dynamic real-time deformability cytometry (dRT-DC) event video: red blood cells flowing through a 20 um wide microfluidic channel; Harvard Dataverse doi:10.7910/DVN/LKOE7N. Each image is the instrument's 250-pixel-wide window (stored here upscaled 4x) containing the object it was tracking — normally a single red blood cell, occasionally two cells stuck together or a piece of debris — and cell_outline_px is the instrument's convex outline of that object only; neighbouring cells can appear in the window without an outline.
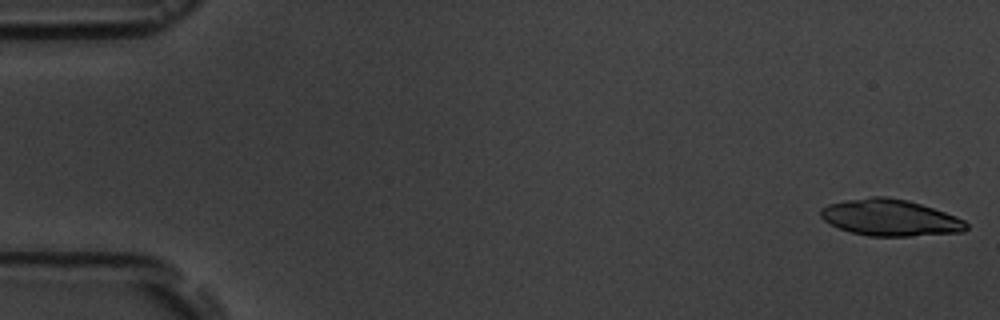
{"species": "common noctule bat (a hibernating species)", "species_latin": "Nyctalus noctula", "temperature_condition": "room temperature", "stored_images_in_passage": 4, "camera_frame_rate_fps": 3000, "um_per_image_px": 0.085, "animal": {"sex": "male", "body_mass_g": 19.5, "forearm_length_mm": 54.6}, "frame": {"image": 1, "passage_image": 1, "time_ms": 0.0, "image_size_px": [1000, 320], "cell_outline_px": [[968, 228], [964, 232], [912, 236], [868, 236], [852, 232], [840, 228], [824, 220], [820, 216], [820, 208], [828, 204], [848, 200], [872, 196], [888, 196], [908, 200], [956, 216], [964, 220], [968, 224]], "centroid_in_image_um": [75.69, 18.5], "position_along_channel_um": 9.3, "area_um2": 30.92}}